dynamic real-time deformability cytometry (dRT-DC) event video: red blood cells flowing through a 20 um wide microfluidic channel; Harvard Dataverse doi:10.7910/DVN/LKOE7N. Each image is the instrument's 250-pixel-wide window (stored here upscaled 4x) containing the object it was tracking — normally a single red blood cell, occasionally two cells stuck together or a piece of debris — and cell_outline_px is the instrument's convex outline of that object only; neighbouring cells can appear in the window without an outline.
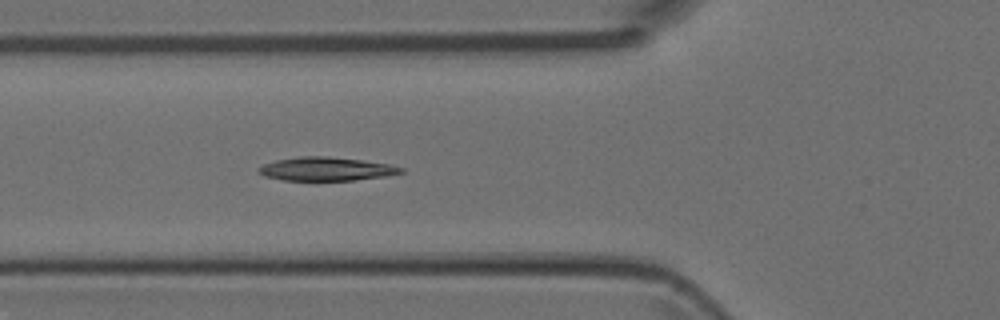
{"species": "Egyptian fruit bat (a non-hibernating species)", "species_latin": "Rousettus aegyptiacus", "temperature_condition": "room temperature", "stored_images_in_passage": 5, "camera_frame_rate_fps": 3000, "um_per_image_px": 0.085, "animal": {"sex": "female"}, "frame": {"image": 1, "passage_image": 5, "time_ms": 5.333, "image_size_px": [1000, 320], "cell_outline_px": [[404, 172], [384, 176], [352, 180], [284, 180], [264, 176], [256, 172], [256, 168], [264, 164], [276, 160], [300, 156], [328, 156], [360, 160], [388, 164], [404, 168]], "centroid_in_image_um": [27.67, 14.36], "position_along_channel_um": 98.1, "area_um2": 19.42}}